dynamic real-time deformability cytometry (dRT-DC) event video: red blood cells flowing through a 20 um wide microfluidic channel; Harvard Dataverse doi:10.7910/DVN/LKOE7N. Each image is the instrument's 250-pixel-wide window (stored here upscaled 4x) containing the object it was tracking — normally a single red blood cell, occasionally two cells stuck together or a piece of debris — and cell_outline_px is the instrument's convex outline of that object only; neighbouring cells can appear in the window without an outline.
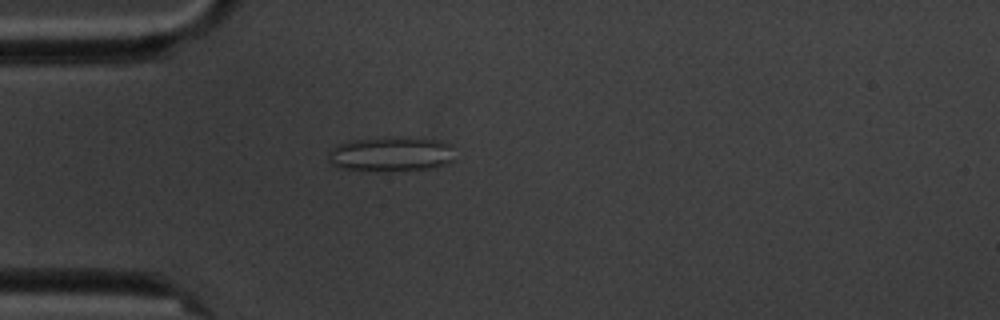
{"species": "common noctule bat (a hibernating species)", "species_latin": "Nyctalus noctula", "temperature_condition": "cold", "stored_images_in_passage": 10, "camera_frame_rate_fps": 3000, "um_per_image_px": 0.085, "animal": {"sex": "male", "body_mass_g": 20.1, "forearm_length_mm": 53.5}, "frame": {"image": 1, "passage_image": 4, "time_ms": 3.667, "image_size_px": [1000, 320], "cell_outline_px": [[452, 160], [436, 168], [340, 168], [332, 164], [328, 160], [328, 152], [336, 144], [348, 140], [440, 140], [452, 144]], "centroid_in_image_um": [33.21, 13.09], "position_along_channel_um": 51.8, "area_um2": 23.52}}
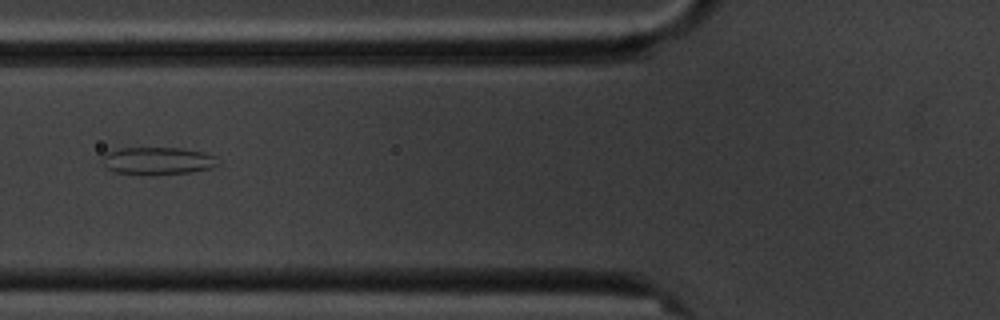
{"frame": {"image": 2, "passage_image": 6, "time_ms": 5.667, "image_size_px": [1000, 320], "cell_outline_px": [[220, 164], [212, 168], [192, 172], [152, 176], [140, 176], [116, 172], [108, 168], [104, 164], [104, 156], [108, 152], [120, 148], [180, 148], [204, 152], [216, 156]], "centroid_in_image_um": [13.46, 13.7], "position_along_channel_um": 112.3, "area_um2": 18.9}}